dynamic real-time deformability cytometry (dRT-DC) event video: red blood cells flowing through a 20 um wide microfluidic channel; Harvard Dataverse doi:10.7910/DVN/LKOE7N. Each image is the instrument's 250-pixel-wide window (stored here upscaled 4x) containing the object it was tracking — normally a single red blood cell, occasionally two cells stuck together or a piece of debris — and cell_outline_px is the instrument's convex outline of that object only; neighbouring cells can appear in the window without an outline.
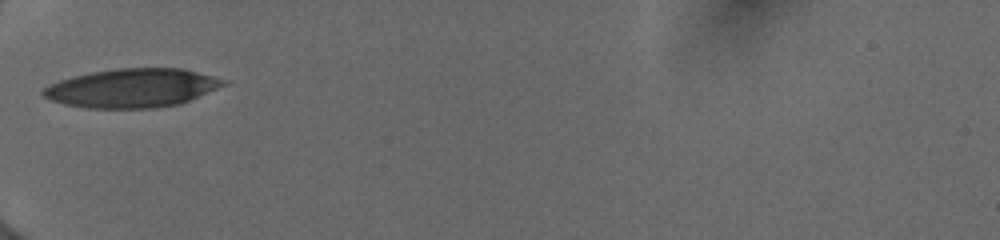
{"species": "human", "species_latin": "Homo sapiens", "temperature_condition": "cold", "stored_images_in_passage": 4, "camera_frame_rate_fps": 3000, "um_per_image_px": 0.085, "donor": {"sex": "female"}, "frame": {"image": 1, "passage_image": 1, "time_ms": 0.0, "image_size_px": [1000, 240], "cell_outline_px": [[232, 80], [228, 84], [180, 104], [156, 108], [84, 108], [64, 104], [52, 100], [44, 96], [40, 92], [48, 84], [72, 76], [92, 72], [116, 68], [184, 68]], "centroid_in_image_um": [11.29, 7.47], "position_along_channel_um": 73.7, "area_um2": 41.21}}